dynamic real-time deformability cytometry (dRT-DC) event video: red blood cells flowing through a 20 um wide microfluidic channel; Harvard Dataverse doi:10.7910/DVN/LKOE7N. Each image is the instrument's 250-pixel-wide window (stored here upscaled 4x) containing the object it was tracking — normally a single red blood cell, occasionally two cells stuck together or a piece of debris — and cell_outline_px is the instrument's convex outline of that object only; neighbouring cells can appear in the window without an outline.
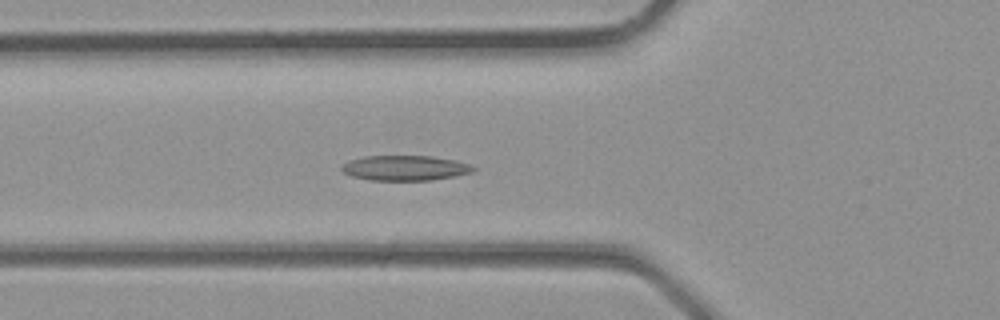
{"species": "common noctule bat (a hibernating species)", "species_latin": "Nyctalus noctula", "temperature_condition": "room temperature", "stored_images_in_passage": 24, "camera_frame_rate_fps": 3000, "um_per_image_px": 0.085, "animal": {"sex": "male", "body_mass_g": 23.1, "forearm_length_mm": 52.7}, "frame": {"image": 1, "passage_image": 8, "time_ms": 2.333, "image_size_px": [1000, 320], "cell_outline_px": [[476, 168], [472, 172], [456, 176], [432, 180], [368, 180], [352, 176], [344, 172], [340, 168], [348, 160], [364, 156], [432, 156], [456, 160], [468, 164]], "centroid_in_image_um": [34.43, 14.28], "position_along_channel_um": 91.4, "area_um2": 19.25}}
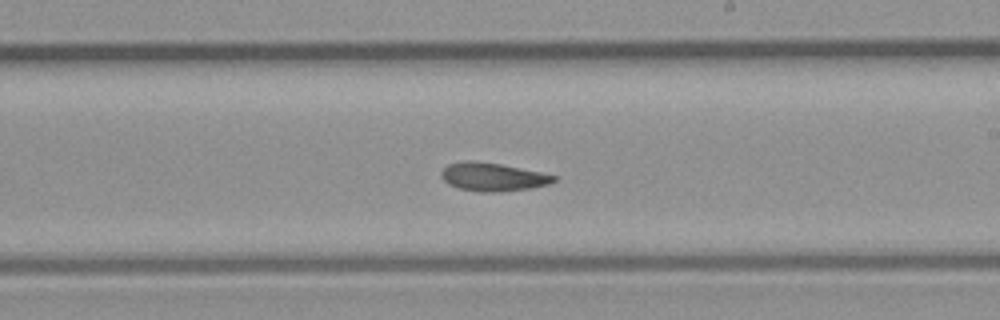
{"frame": {"image": 2, "passage_image": 16, "time_ms": 5.0, "image_size_px": [1000, 320], "cell_outline_px": [[556, 180], [548, 184], [532, 188], [496, 192], [480, 192], [460, 188], [448, 184], [440, 176], [440, 172], [448, 164], [464, 160], [476, 160], [500, 164], [540, 172], [556, 176]], "centroid_in_image_um": [41.85, 15.03], "position_along_channel_um": 247.2, "area_um2": 18.55}}
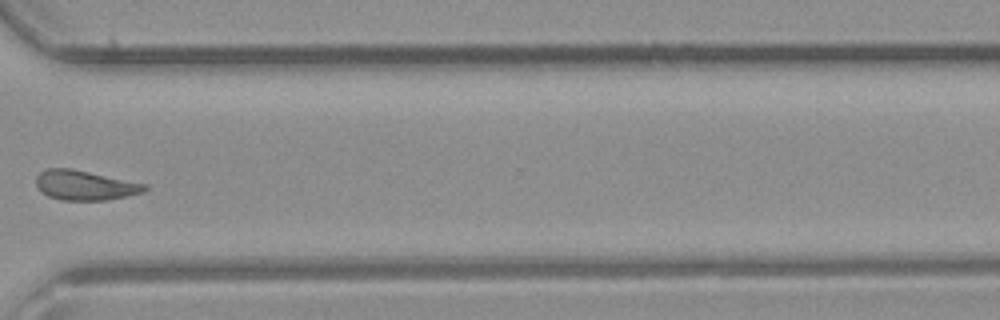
{"frame": {"image": 3, "passage_image": 22, "time_ms": 7.0, "image_size_px": [1000, 320], "cell_outline_px": [[148, 188], [144, 192], [128, 196], [108, 200], [60, 200], [48, 196], [40, 192], [36, 184], [36, 176], [40, 172], [48, 168], [72, 168], [148, 184]], "centroid_in_image_um": [7.23, 15.75], "position_along_channel_um": 363.4, "area_um2": 19.07}}